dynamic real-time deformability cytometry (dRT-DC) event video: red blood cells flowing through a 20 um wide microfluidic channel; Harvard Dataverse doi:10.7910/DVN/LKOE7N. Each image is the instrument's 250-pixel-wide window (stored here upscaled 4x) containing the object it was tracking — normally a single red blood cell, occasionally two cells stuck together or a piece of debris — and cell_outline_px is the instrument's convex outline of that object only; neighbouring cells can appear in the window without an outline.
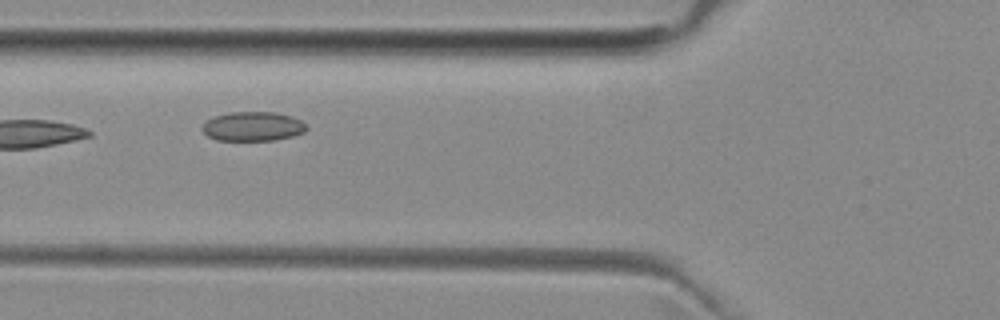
{"species": "common noctule bat (a hibernating species)", "species_latin": "Nyctalus noctula", "temperature_condition": "room temperature", "stored_images_in_passage": 6, "camera_frame_rate_fps": 3000, "um_per_image_px": 0.085, "animal": {"sex": "female", "body_mass_g": 29.2, "forearm_length_mm": 56.3}, "frame": {"image": 1, "passage_image": 3, "time_ms": 5.0, "image_size_px": [1000, 320], "cell_outline_px": [[308, 128], [304, 132], [292, 136], [272, 140], [216, 140], [208, 136], [200, 128], [212, 116], [228, 112], [276, 112], [292, 116], [300, 120]], "centroid_in_image_um": [21.47, 10.73], "position_along_channel_um": 104.3, "area_um2": 17.8}}
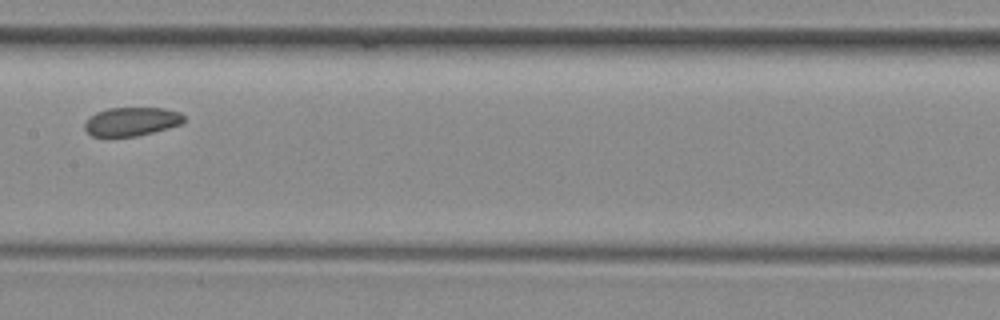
{"frame": {"image": 2, "passage_image": 5, "time_ms": 7.333, "image_size_px": [1000, 320], "cell_outline_px": [[184, 120], [180, 124], [168, 128], [136, 136], [92, 136], [84, 128], [84, 124], [96, 112], [108, 108], [164, 108], [180, 112], [184, 116]], "centroid_in_image_um": [11.19, 10.32], "position_along_channel_um": 196.2, "area_um2": 16.36}}
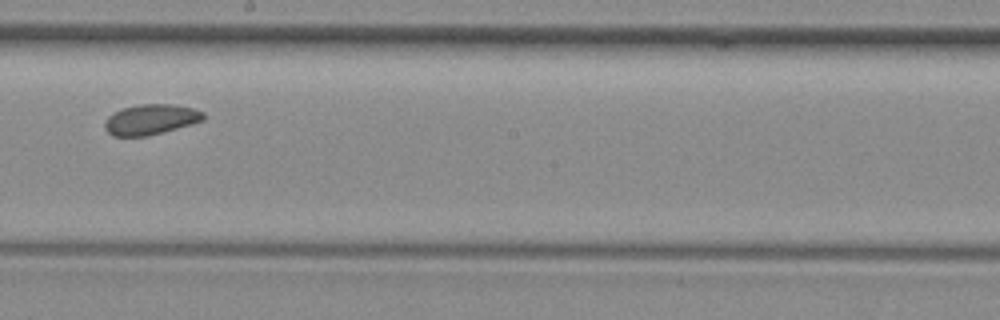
{"frame": {"image": 3, "passage_image": 6, "time_ms": 8.333, "image_size_px": [1000, 320], "cell_outline_px": [[204, 120], [148, 136], [112, 136], [104, 128], [104, 124], [108, 116], [124, 108], [140, 104], [172, 104], [192, 108], [204, 112]], "centroid_in_image_um": [12.8, 10.16], "position_along_channel_um": 235.4, "area_um2": 17.22}}